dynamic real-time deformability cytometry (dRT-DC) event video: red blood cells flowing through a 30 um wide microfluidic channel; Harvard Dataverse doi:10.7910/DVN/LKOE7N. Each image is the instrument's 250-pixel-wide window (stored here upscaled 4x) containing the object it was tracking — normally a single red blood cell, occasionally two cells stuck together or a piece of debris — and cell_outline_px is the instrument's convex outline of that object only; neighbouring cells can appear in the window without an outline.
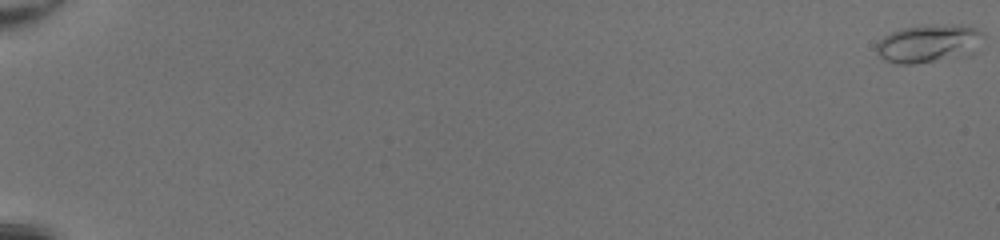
{"species": "common noctule bat (a hibernating species)", "species_latin": "Nyctalus noctula", "temperature_condition": "room temperature", "stored_images_in_passage": 52, "camera_frame_rate_fps": 3000, "um_per_image_px": 0.085, "animal": {"sex": "female", "body_mass_g": 20.0, "forearm_length_mm": 54.0}, "frame": {"image": 1, "passage_image": 1, "time_ms": 0.0, "image_size_px": [1000, 240], "cell_outline_px": [[984, 36], [932, 60], [912, 64], [900, 64], [888, 60], [880, 56], [876, 52], [876, 44], [884, 36], [900, 28], [972, 28], [980, 32]], "centroid_in_image_um": [78.49, 3.7], "position_along_channel_um": 6.5, "area_um2": 19.54}}
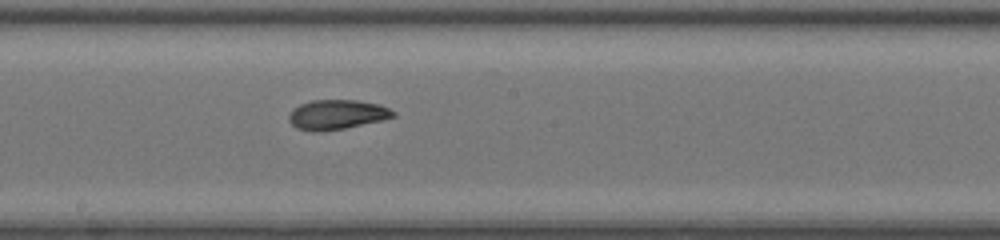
{"frame": {"image": 2, "passage_image": 32, "time_ms": 10.333, "image_size_px": [1000, 240], "cell_outline_px": [[396, 116], [384, 120], [344, 128], [316, 132], [312, 132], [296, 128], [288, 120], [288, 116], [292, 108], [300, 104], [312, 100], [356, 100], [380, 104], [396, 112]], "centroid_in_image_um": [28.63, 9.74], "position_along_channel_um": 219.6, "area_um2": 18.21}}
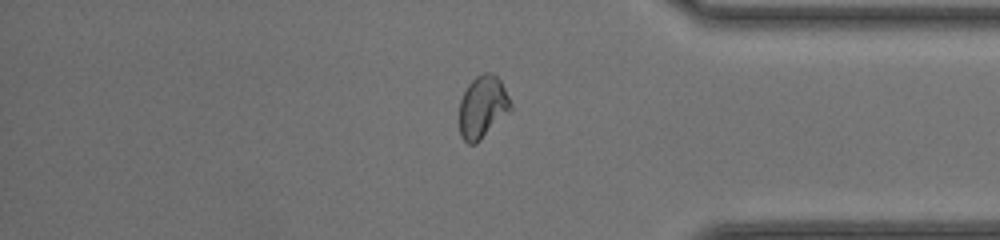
{"frame": {"image": 3, "passage_image": 45, "time_ms": 14.667, "image_size_px": [1000, 240], "cell_outline_px": [[512, 108], [476, 144], [468, 144], [460, 136], [460, 100], [468, 84], [476, 76], [484, 72], [492, 72], [500, 80], [512, 104]], "centroid_in_image_um": [41.01, 9.08], "position_along_channel_um": 394.2, "area_um2": 18.44}, "authors_computed_cell_mechanics": {"area_um2": 17.7446, "velocity_mm_per_s": 4.2943, "shape_relaxation_time_tau1_ms": 3.5013, "shape_relaxation_time_tau2_ms": 1.6097, "deformation_change_tau1": 0.1522, "deformation_change_tau2": 0.0716}}